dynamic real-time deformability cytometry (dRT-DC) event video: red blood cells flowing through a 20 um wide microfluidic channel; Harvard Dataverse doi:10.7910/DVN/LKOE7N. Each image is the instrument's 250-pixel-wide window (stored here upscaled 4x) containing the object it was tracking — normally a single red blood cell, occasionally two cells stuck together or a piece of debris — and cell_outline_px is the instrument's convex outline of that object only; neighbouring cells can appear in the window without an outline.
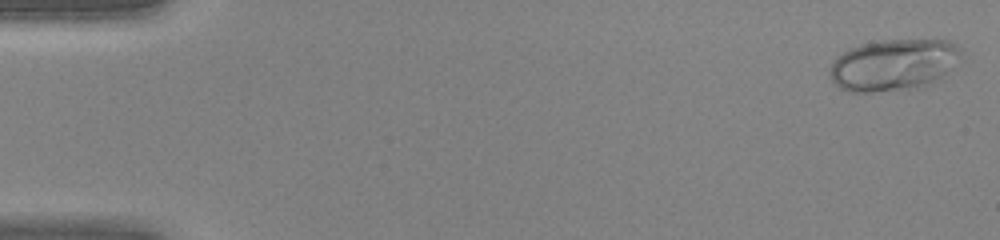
{"species": "human", "species_latin": "Homo sapiens", "temperature_condition": "warm", "stored_images_in_passage": 44, "camera_frame_rate_fps": 3000, "um_per_image_px": 0.085, "donor": {"sex": "female"}, "frame": {"image": 1, "passage_image": 1, "time_ms": 0.0, "image_size_px": [1000, 240], "cell_outline_px": [[964, 48], [944, 72], [940, 76], [932, 80], [908, 88], [872, 92], [848, 92], [840, 88], [828, 76], [828, 68], [836, 56], [852, 48], [864, 44], [880, 40], [948, 40]], "centroid_in_image_um": [75.82, 5.49], "position_along_channel_um": 9.2, "area_um2": 38.38}}
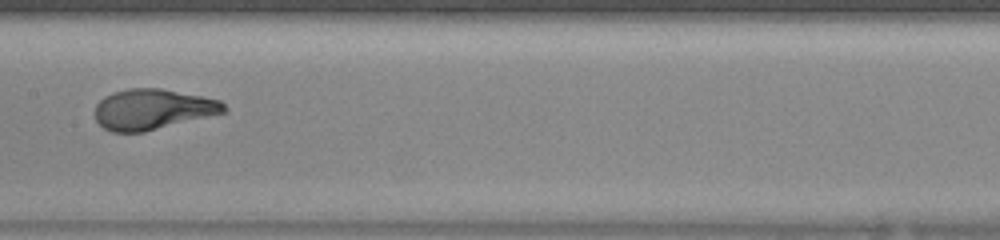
{"frame": {"image": 2, "passage_image": 23, "time_ms": 7.333, "image_size_px": [1000, 240], "cell_outline_px": [[228, 112], [144, 132], [112, 132], [104, 128], [96, 120], [96, 104], [104, 96], [112, 92], [128, 88], [160, 88], [220, 100], [228, 108]], "centroid_in_image_um": [12.99, 9.29], "position_along_channel_um": 194.4, "area_um2": 30.52}}
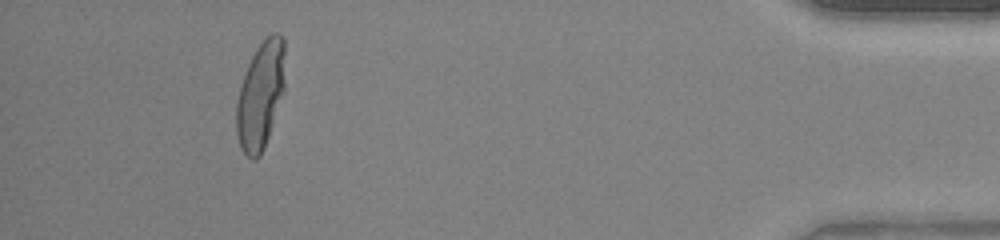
{"frame": {"image": 3, "passage_image": 41, "time_ms": 13.333, "image_size_px": [1000, 240], "cell_outline_px": [[284, 92], [264, 148], [260, 156], [256, 160], [252, 160], [240, 148], [236, 132], [236, 104], [240, 88], [248, 64], [256, 48], [272, 32], [280, 32], [284, 36]], "centroid_in_image_um": [22.15, 8.1], "position_along_channel_um": 413.0, "area_um2": 30.46}}